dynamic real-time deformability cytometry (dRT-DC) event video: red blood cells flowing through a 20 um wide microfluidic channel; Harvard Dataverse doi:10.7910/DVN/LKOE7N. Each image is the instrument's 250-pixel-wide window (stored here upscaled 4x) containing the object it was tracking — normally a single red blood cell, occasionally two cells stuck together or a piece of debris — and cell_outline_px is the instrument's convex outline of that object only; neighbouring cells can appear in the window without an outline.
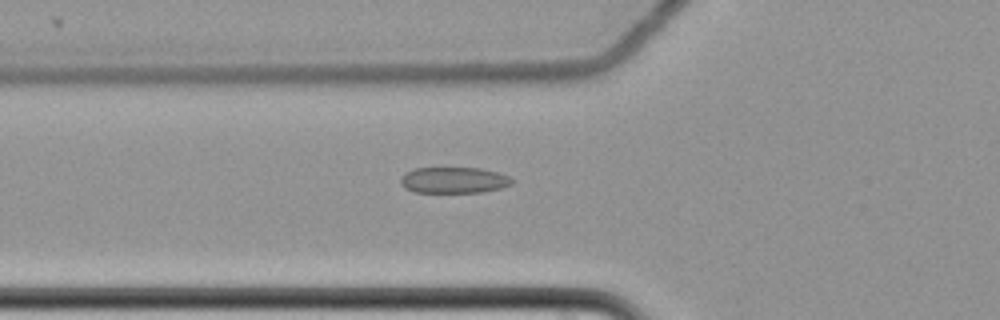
{"species": "common noctule bat (a hibernating species)", "species_latin": "Nyctalus noctula", "temperature_condition": "cold", "stored_images_in_passage": 60, "camera_frame_rate_fps": 3000, "um_per_image_px": 0.085, "animal": {"sex": "female", "body_mass_g": 22.7, "forearm_length_mm": 54.2}, "frame": {"image": 1, "passage_image": 23, "time_ms": 7.333, "image_size_px": [1000, 320], "cell_outline_px": [[512, 184], [500, 188], [484, 192], [416, 192], [404, 188], [400, 184], [400, 180], [408, 172], [416, 168], [480, 168], [496, 172], [508, 176], [512, 180]], "centroid_in_image_um": [38.58, 15.32], "position_along_channel_um": 87.2, "area_um2": 16.7}}
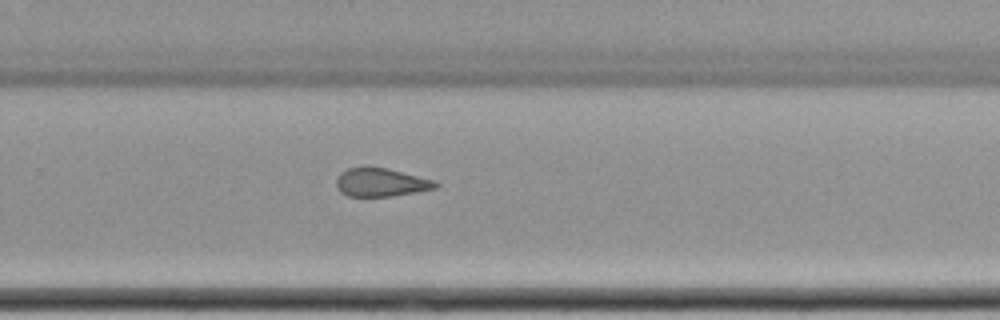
{"frame": {"image": 2, "passage_image": 41, "time_ms": 13.333, "image_size_px": [1000, 320], "cell_outline_px": [[440, 184], [436, 188], [416, 192], [392, 196], [348, 196], [340, 192], [336, 188], [336, 180], [340, 172], [348, 168], [388, 168], [436, 180]], "centroid_in_image_um": [32.4, 15.51], "position_along_channel_um": 297.4, "area_um2": 16.42}}
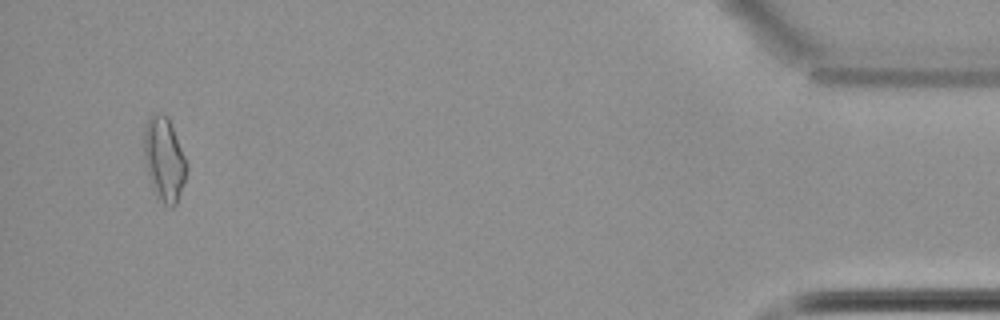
{"frame": {"image": 3, "passage_image": 58, "time_ms": 19.0, "image_size_px": [1000, 320], "cell_outline_px": [[188, 168], [176, 204], [172, 208], [164, 204], [160, 200], [148, 176], [144, 160], [144, 128], [148, 116], [156, 112], [160, 112], [168, 116], [188, 164]], "centroid_in_image_um": [13.95, 13.47], "position_along_channel_um": 421.3, "area_um2": 20.81}, "authors_computed_cell_mechanics": {"area_um2": 17.918, "velocity_mm_per_s": 3.5043, "shape_relaxation_time_tau1_ms": null, "shape_relaxation_time_tau2_ms": 2.7317, "deformation_change_tau1": null, "deformation_change_tau2": 0.1121}}